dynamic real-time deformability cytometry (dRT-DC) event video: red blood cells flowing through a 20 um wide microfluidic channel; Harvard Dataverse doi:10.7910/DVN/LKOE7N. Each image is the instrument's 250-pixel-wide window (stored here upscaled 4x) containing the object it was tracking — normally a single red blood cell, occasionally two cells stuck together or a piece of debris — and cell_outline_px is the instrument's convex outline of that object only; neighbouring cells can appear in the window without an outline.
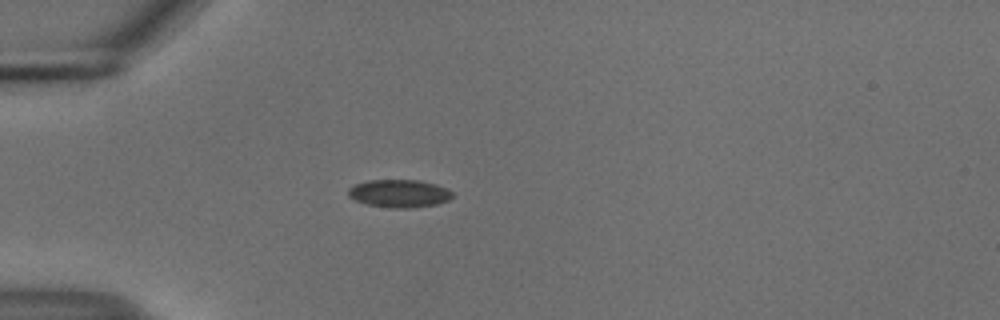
{"species": "common noctule bat (a hibernating species)", "species_latin": "Nyctalus noctula", "temperature_condition": "cold", "stored_images_in_passage": 29, "camera_frame_rate_fps": 3000, "um_per_image_px": 0.085, "animal": {"sex": "male", "body_mass_g": 18.8}, "frame": {"image": 1, "passage_image": 1, "time_ms": 0.0, "image_size_px": [1000, 320], "cell_outline_px": [[452, 196], [448, 200], [436, 204], [412, 208], [392, 208], [368, 204], [356, 200], [348, 196], [348, 188], [356, 184], [368, 180], [420, 180], [436, 184], [448, 188], [452, 192]], "centroid_in_image_um": [33.95, 16.44], "position_along_channel_um": 51.1, "area_um2": 16.88}}
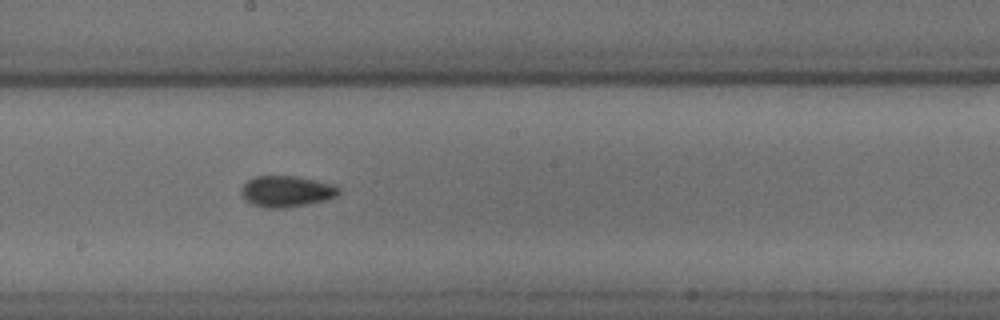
{"frame": {"image": 2, "passage_image": 16, "time_ms": 5.0, "image_size_px": [1000, 320], "cell_outline_px": [[340, 192], [336, 196], [328, 200], [284, 208], [264, 208], [252, 204], [240, 192], [240, 188], [248, 180], [256, 176], [296, 176], [336, 184], [340, 188]], "centroid_in_image_um": [24.39, 16.26], "position_along_channel_um": 223.8, "area_um2": 17.8}}
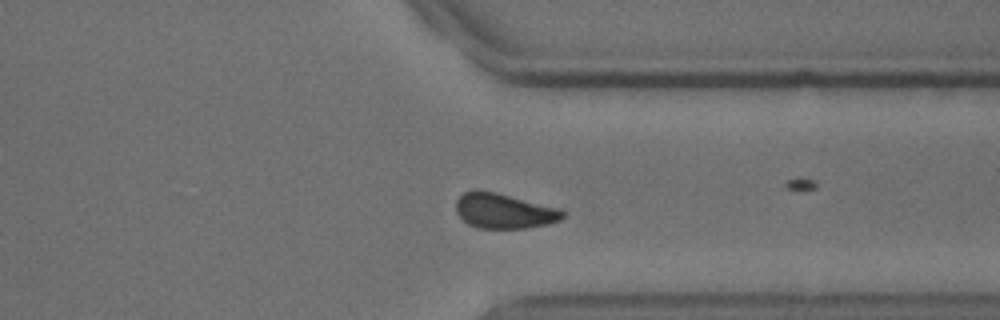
{"frame": {"image": 3, "passage_image": 21, "time_ms": 6.667, "image_size_px": [1000, 320], "cell_outline_px": [[564, 216], [560, 220], [548, 224], [528, 228], [476, 228], [468, 224], [456, 212], [456, 200], [464, 192], [472, 188], [476, 188], [496, 192], [560, 208], [564, 212]], "centroid_in_image_um": [42.82, 17.91], "position_along_channel_um": 368.6, "area_um2": 22.08}}